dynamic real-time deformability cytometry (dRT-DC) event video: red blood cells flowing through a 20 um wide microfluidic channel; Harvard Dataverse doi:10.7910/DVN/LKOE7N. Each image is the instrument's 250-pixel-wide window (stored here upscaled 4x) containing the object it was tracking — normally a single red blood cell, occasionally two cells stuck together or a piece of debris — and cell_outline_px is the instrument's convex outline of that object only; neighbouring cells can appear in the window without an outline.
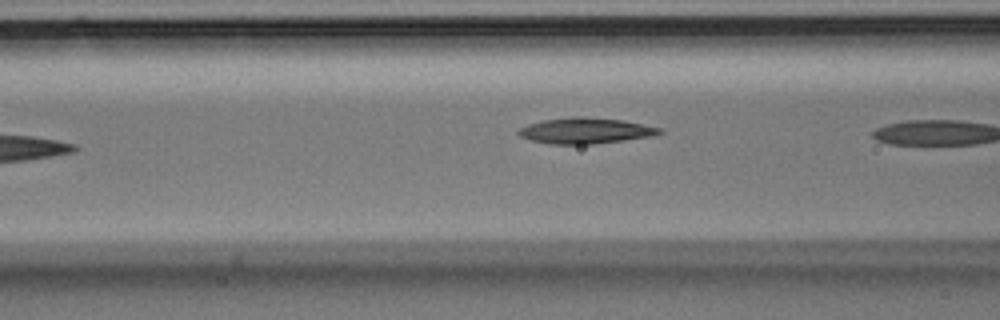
{"species": "Egyptian fruit bat (a non-hibernating species)", "species_latin": "Rousettus aegyptiacus", "temperature_condition": "room temperature", "stored_images_in_passage": 8, "camera_frame_rate_fps": 3000, "um_per_image_px": 0.085, "animal": {"sex": "male"}, "frame": {"image": 1, "passage_image": 7, "time_ms": 2.0, "image_size_px": [1000, 320], "cell_outline_px": [[664, 132], [656, 136], [592, 144], [552, 144], [532, 140], [520, 136], [516, 132], [520, 128], [528, 124], [544, 120], [572, 116], [584, 116], [624, 120], [660, 128]], "centroid_in_image_um": [49.79, 11.1], "position_along_channel_um": 116.8, "area_um2": 21.27}}